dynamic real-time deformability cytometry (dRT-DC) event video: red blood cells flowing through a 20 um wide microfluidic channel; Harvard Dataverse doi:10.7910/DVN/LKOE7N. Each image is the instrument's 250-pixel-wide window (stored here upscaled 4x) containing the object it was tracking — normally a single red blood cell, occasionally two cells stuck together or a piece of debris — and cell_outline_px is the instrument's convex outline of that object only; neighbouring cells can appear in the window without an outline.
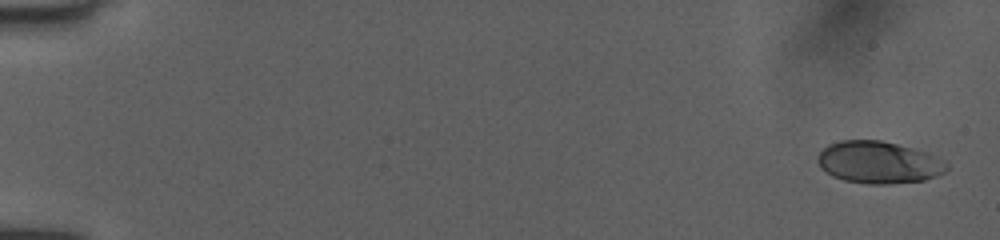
{"species": "human", "species_latin": "Homo sapiens", "temperature_condition": "room temperature", "stored_images_in_passage": 8, "camera_frame_rate_fps": 3000, "um_per_image_px": 0.085, "donor": {"sex": "female"}, "frame": {"image": 1, "passage_image": 1, "time_ms": 0.0, "image_size_px": [1000, 240], "cell_outline_px": [[948, 168], [944, 172], [936, 176], [924, 180], [888, 184], [868, 184], [844, 180], [832, 176], [816, 160], [816, 156], [828, 144], [840, 140], [880, 140], [928, 152], [944, 160], [948, 164]], "centroid_in_image_um": [74.7, 13.8], "position_along_channel_um": 10.3, "area_um2": 31.62}}